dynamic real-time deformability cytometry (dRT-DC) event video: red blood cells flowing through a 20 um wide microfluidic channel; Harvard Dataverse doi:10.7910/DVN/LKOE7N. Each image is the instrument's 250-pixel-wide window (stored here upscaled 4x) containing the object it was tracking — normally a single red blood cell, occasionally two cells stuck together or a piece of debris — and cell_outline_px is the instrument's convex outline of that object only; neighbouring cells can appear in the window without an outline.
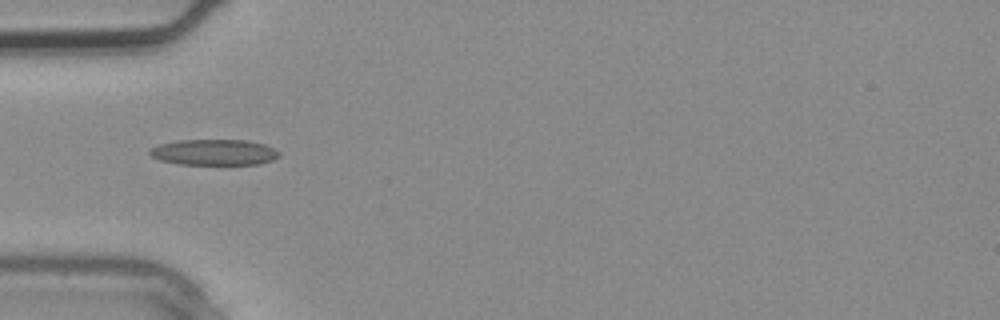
{"species": "common noctule bat (a hibernating species)", "species_latin": "Nyctalus noctula", "temperature_condition": "warm", "stored_images_in_passage": 4, "camera_frame_rate_fps": 3000, "um_per_image_px": 0.085, "animal": {"sex": "male", "body_mass_g": 20.4}, "frame": {"image": 1, "passage_image": 4, "time_ms": 1.0, "image_size_px": [1000, 320], "cell_outline_px": [[280, 156], [272, 160], [260, 164], [176, 164], [160, 160], [152, 156], [148, 152], [148, 148], [160, 144], [176, 140], [248, 140], [264, 144], [276, 148], [280, 152]], "centroid_in_image_um": [18.21, 12.94], "position_along_channel_um": 66.8, "area_um2": 19.71}}